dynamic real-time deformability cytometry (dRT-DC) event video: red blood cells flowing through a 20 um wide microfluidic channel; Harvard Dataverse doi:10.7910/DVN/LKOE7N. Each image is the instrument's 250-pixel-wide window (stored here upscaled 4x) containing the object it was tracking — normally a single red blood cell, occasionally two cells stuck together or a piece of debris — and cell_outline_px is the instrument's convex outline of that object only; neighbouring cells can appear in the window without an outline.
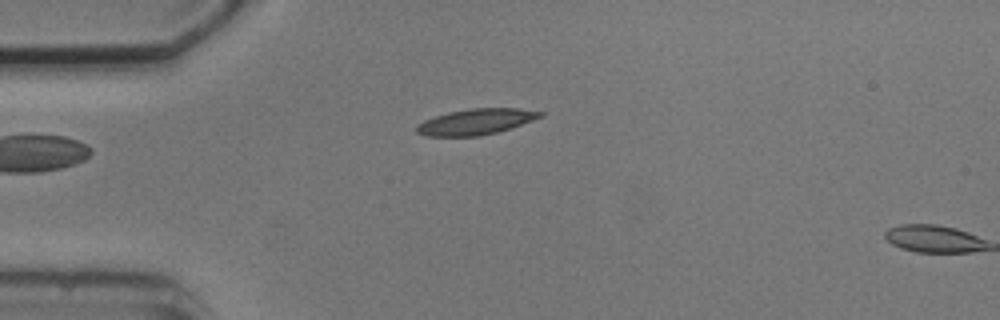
{"species": "common noctule bat (a hibernating species)", "species_latin": "Nyctalus noctula", "temperature_condition": "cold", "stored_images_in_passage": 5, "camera_frame_rate_fps": 3000, "um_per_image_px": 0.085, "animal": {"sex": "male", "body_mass_g": 20.5, "forearm_length_mm": 52.5}, "frame": {"image": 1, "passage_image": 5, "time_ms": 4.333, "image_size_px": [1000, 320], "cell_outline_px": [[544, 116], [512, 128], [480, 136], [428, 136], [416, 132], [416, 124], [424, 120], [448, 112], [468, 108], [516, 108], [544, 112]], "centroid_in_image_um": [40.46, 10.34], "position_along_channel_um": 44.5, "area_um2": 18.67}}